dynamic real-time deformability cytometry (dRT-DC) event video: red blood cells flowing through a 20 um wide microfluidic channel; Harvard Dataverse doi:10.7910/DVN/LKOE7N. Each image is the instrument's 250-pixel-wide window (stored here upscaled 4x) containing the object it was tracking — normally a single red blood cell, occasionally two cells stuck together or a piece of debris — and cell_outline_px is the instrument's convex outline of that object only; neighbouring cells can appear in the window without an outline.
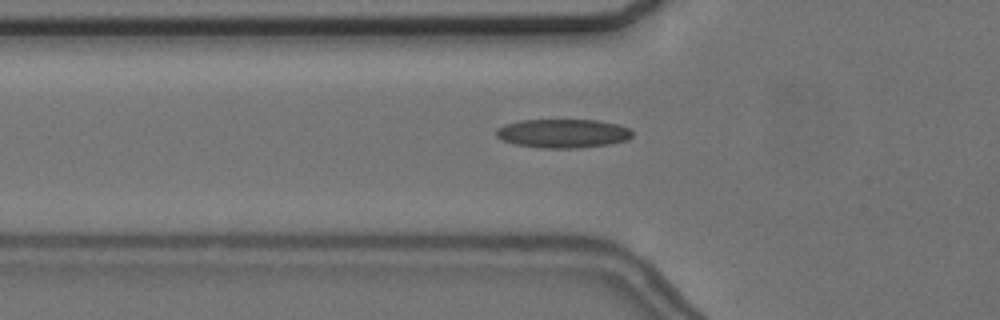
{"species": "common noctule bat (a hibernating species)", "species_latin": "Nyctalus noctula", "temperature_condition": "cold", "stored_images_in_passage": 49, "camera_frame_rate_fps": 3000, "um_per_image_px": 0.085, "animal": {"sex": "female", "body_mass_g": 24.6, "forearm_length_mm": 56.2}, "frame": {"image": 1, "passage_image": 12, "time_ms": 3.667, "image_size_px": [1000, 320], "cell_outline_px": [[632, 136], [628, 140], [608, 144], [580, 148], [540, 148], [516, 144], [500, 140], [496, 136], [496, 128], [504, 124], [520, 120], [600, 120], [620, 124], [632, 128]], "centroid_in_image_um": [47.87, 11.33], "position_along_channel_um": 77.9, "area_um2": 23.24}}
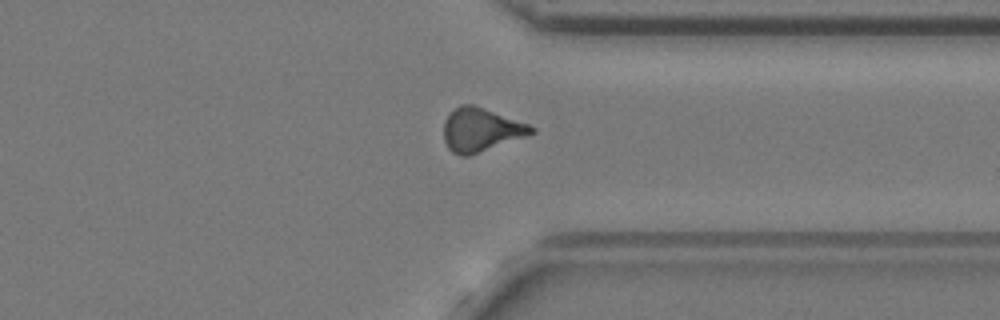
{"frame": {"image": 2, "passage_image": 36, "time_ms": 11.667, "image_size_px": [1000, 320], "cell_outline_px": [[536, 132], [468, 156], [460, 156], [452, 152], [448, 148], [444, 140], [444, 120], [460, 104], [472, 104], [528, 124], [536, 128]], "centroid_in_image_um": [40.85, 11.04], "position_along_channel_um": 370.6, "area_um2": 21.79}}
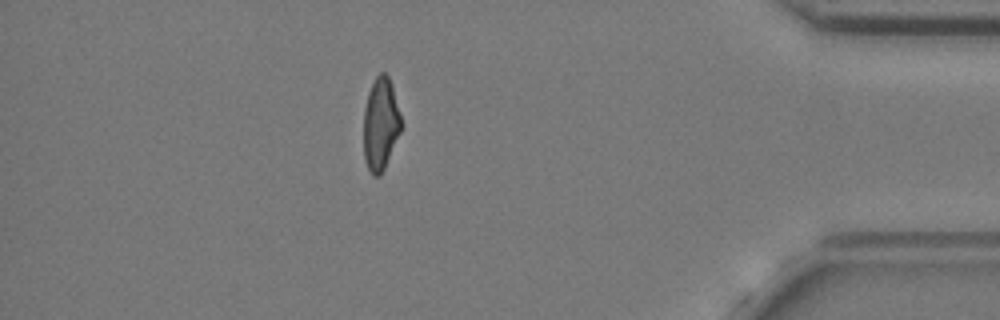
{"frame": {"image": 3, "passage_image": 42, "time_ms": 13.667, "image_size_px": [1000, 320], "cell_outline_px": [[404, 124], [384, 168], [380, 176], [372, 176], [364, 160], [364, 108], [368, 92], [376, 76], [380, 72], [384, 72], [388, 76]], "centroid_in_image_um": [32.35, 10.55], "position_along_channel_um": 402.8, "area_um2": 20.29}, "authors_computed_cell_mechanics": {"area_um2": 21.3282, "velocity_mm_per_s": 3.6549, "shape_relaxation_time_tau1_ms": 5.6537, "shape_relaxation_time_tau2_ms": 3.3505, "deformation_change_tau1": 0.1517, "deformation_change_tau2": 0.112}}